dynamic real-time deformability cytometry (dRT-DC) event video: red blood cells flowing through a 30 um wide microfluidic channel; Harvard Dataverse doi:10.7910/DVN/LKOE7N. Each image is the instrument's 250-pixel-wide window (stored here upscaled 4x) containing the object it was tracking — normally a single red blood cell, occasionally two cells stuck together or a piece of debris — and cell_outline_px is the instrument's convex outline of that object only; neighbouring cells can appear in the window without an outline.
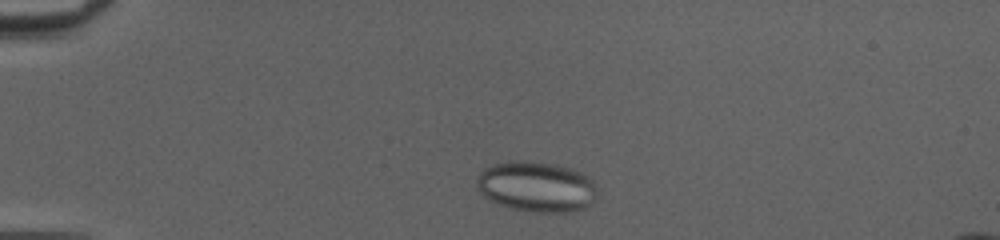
{"species": "common noctule bat (a hibernating species)", "species_latin": "Nyctalus noctula", "temperature_condition": "cold", "stored_images_in_passage": 43, "camera_frame_rate_fps": 3000, "um_per_image_px": 0.085, "animal": {"sex": "female", "body_mass_g": 20.0, "forearm_length_mm": 54.0}, "frame": {"image": 1, "passage_image": 3, "time_ms": 0.667, "image_size_px": [1000, 240], "cell_outline_px": [[596, 192], [592, 200], [584, 208], [564, 212], [532, 212], [508, 208], [488, 200], [480, 192], [476, 184], [476, 180], [480, 172], [484, 168], [496, 164], [512, 160], [524, 160], [552, 164], [568, 168], [580, 172], [592, 180], [596, 188]], "centroid_in_image_um": [45.53, 15.87], "position_along_channel_um": 39.5, "area_um2": 35.2}}
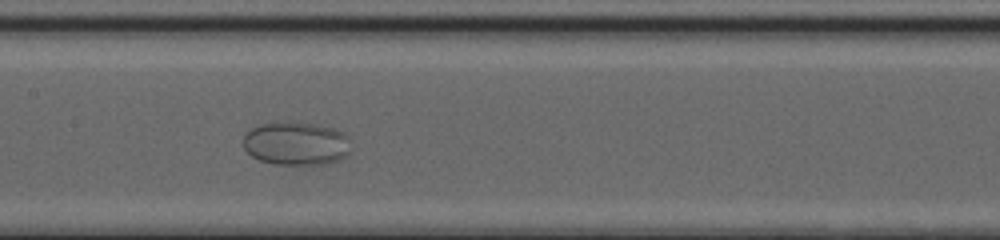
{"frame": {"image": 2, "passage_image": 18, "time_ms": 5.667, "image_size_px": [1000, 240], "cell_outline_px": [[348, 156], [324, 164], [272, 164], [260, 160], [252, 156], [244, 148], [244, 132], [260, 124], [288, 120], [296, 120], [336, 128], [344, 132], [348, 136]], "centroid_in_image_um": [25.16, 12.16], "position_along_channel_um": 182.2, "area_um2": 27.69}}
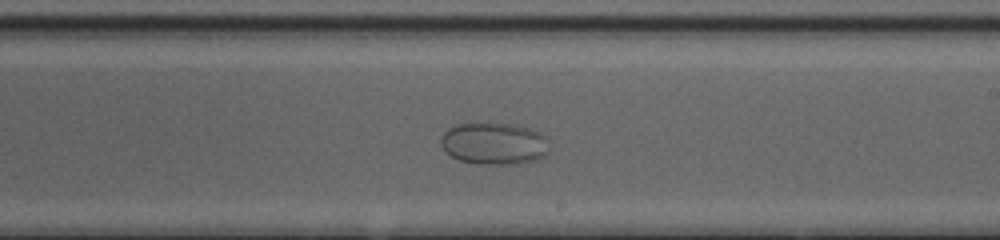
{"frame": {"image": 3, "passage_image": 23, "time_ms": 7.333, "image_size_px": [1000, 240], "cell_outline_px": [[548, 152], [544, 156], [536, 160], [516, 164], [476, 164], [460, 160], [444, 152], [440, 144], [440, 140], [444, 132], [448, 128], [456, 124], [512, 124], [528, 128], [540, 132], [544, 136]], "centroid_in_image_um": [41.95, 12.22], "position_along_channel_um": 247.0, "area_um2": 26.41}}